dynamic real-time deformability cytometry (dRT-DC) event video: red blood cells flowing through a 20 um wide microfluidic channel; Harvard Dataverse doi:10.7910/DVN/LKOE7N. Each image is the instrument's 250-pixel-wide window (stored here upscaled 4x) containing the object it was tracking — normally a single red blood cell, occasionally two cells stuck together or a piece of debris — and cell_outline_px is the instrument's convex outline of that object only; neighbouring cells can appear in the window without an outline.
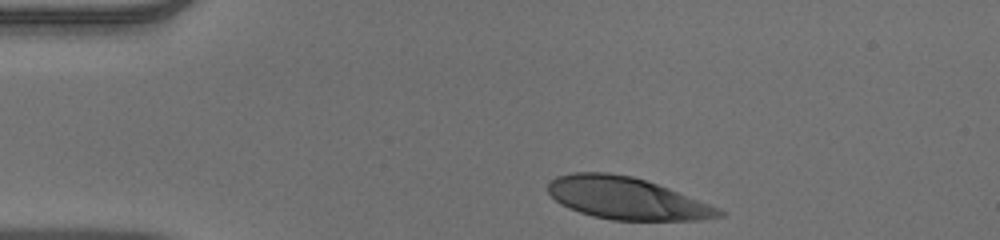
{"species": "human", "species_latin": "Homo sapiens", "temperature_condition": "warm", "stored_images_in_passage": 34, "camera_frame_rate_fps": 3000, "um_per_image_px": 0.085, "donor": {"sex": "male"}, "frame": {"image": 1, "passage_image": 1, "time_ms": 0.0, "image_size_px": [1000, 240], "cell_outline_px": [[728, 212], [724, 216], [700, 220], [612, 220], [592, 216], [568, 208], [560, 204], [548, 192], [548, 184], [556, 176], [572, 172], [608, 172], [632, 176], [668, 188], [720, 208]], "centroid_in_image_um": [53.27, 16.86], "position_along_channel_um": 31.7, "area_um2": 41.91}}
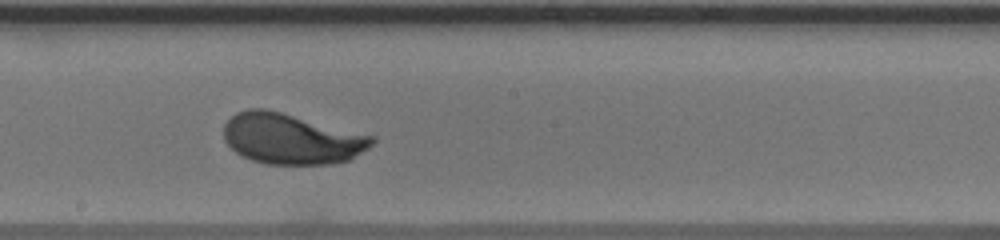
{"frame": {"image": 2, "passage_image": 20, "time_ms": 6.333, "image_size_px": [1000, 240], "cell_outline_px": [[376, 140], [368, 148], [348, 160], [328, 164], [268, 164], [252, 160], [236, 152], [224, 140], [224, 124], [236, 112], [248, 108], [264, 108], [280, 112], [372, 136]], "centroid_in_image_um": [24.72, 11.8], "position_along_channel_um": 223.5, "area_um2": 43.12}}
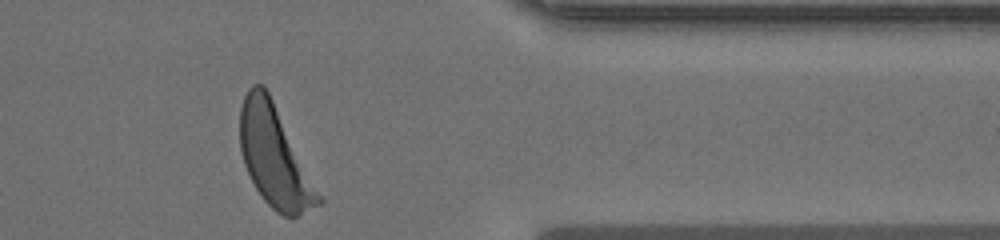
{"frame": {"image": 3, "passage_image": 34, "time_ms": 11.0, "image_size_px": [1000, 240], "cell_outline_px": [[324, 204], [296, 216], [284, 216], [276, 212], [264, 200], [256, 188], [244, 164], [240, 148], [240, 108], [244, 96], [248, 88], [252, 84], [264, 84], [324, 200]], "centroid_in_image_um": [23.34, 13.33], "position_along_channel_um": 388.1, "area_um2": 45.49}, "authors_computed_cell_mechanics": {"area_um2": 43.6101, "velocity_mm_per_s": 3.8855, "shape_relaxation_time_tau1_ms": 2.4531, "shape_relaxation_time_tau2_ms": null, "deformation_change_tau1": 0.1728, "deformation_change_tau2": null}}